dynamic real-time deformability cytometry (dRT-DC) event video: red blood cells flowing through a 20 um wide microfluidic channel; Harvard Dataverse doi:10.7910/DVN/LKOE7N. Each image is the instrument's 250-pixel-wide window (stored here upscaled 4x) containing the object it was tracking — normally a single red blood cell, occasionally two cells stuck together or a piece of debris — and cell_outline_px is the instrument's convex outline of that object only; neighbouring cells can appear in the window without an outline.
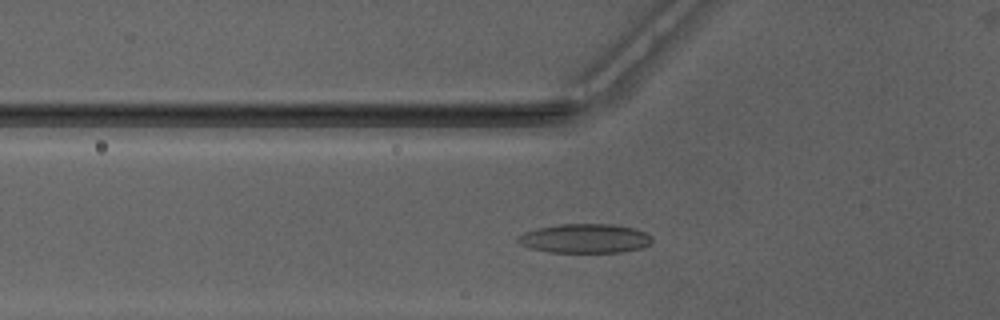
{"species": "Egyptian fruit bat (a non-hibernating species)", "species_latin": "Rousettus aegyptiacus", "temperature_condition": "warm", "stored_images_in_passage": 33, "camera_frame_rate_fps": 3000, "um_per_image_px": 0.085, "animal": {"sex": "male"}, "frame": {"image": 1, "passage_image": 9, "time_ms": 2.667, "image_size_px": [1000, 320], "cell_outline_px": [[652, 244], [644, 248], [620, 252], [548, 252], [532, 248], [520, 244], [516, 240], [524, 232], [536, 228], [560, 224], [616, 224], [648, 232], [652, 236]], "centroid_in_image_um": [49.78, 20.26], "position_along_channel_um": 76.0, "area_um2": 23.0}}
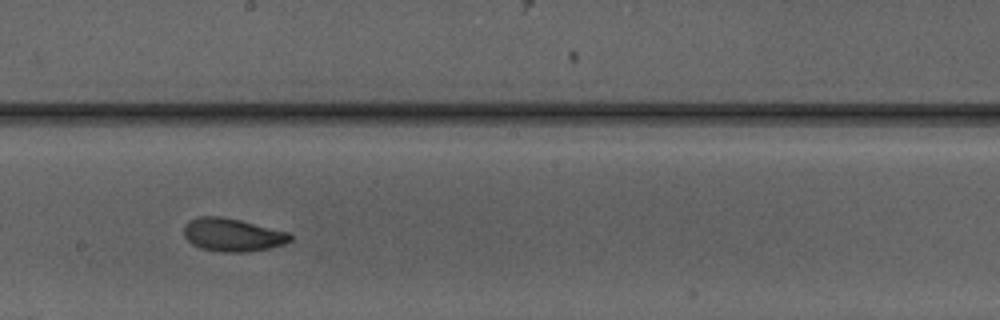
{"frame": {"image": 2, "passage_image": 20, "time_ms": 6.333, "image_size_px": [1000, 320], "cell_outline_px": [[292, 240], [284, 244], [268, 248], [244, 252], [220, 252], [200, 248], [192, 244], [184, 236], [184, 224], [188, 220], [200, 216], [220, 216], [240, 220], [288, 232], [292, 236]], "centroid_in_image_um": [19.73, 19.96], "position_along_channel_um": 228.5, "area_um2": 20.52}}
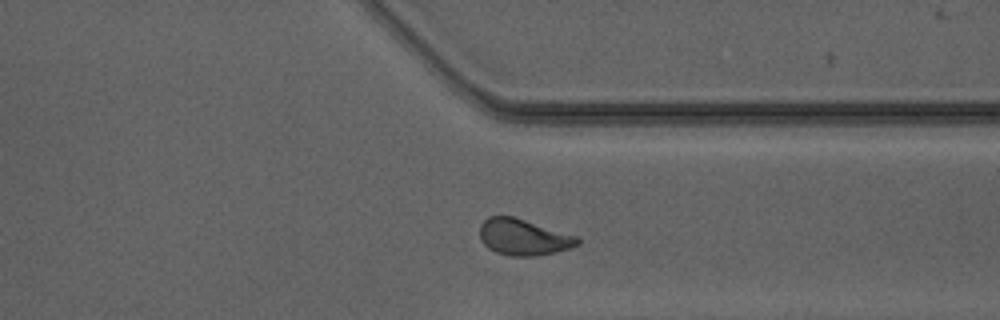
{"frame": {"image": 3, "passage_image": 30, "time_ms": 9.667, "image_size_px": [1000, 320], "cell_outline_px": [[580, 244], [572, 248], [556, 252], [536, 256], [508, 256], [496, 252], [488, 248], [480, 240], [480, 224], [488, 216], [512, 216], [580, 236]], "centroid_in_image_um": [44.53, 20.16], "position_along_channel_um": 366.9, "area_um2": 20.98}, "authors_computed_cell_mechanics": {"area_um2": 20.519, "velocity_mm_per_s": 4.1447, "shape_relaxation_time_tau1_ms": 3.4218, "shape_relaxation_time_tau2_ms": 1.8672, "deformation_change_tau1": 0.1356, "deformation_change_tau2": 0.0676}}